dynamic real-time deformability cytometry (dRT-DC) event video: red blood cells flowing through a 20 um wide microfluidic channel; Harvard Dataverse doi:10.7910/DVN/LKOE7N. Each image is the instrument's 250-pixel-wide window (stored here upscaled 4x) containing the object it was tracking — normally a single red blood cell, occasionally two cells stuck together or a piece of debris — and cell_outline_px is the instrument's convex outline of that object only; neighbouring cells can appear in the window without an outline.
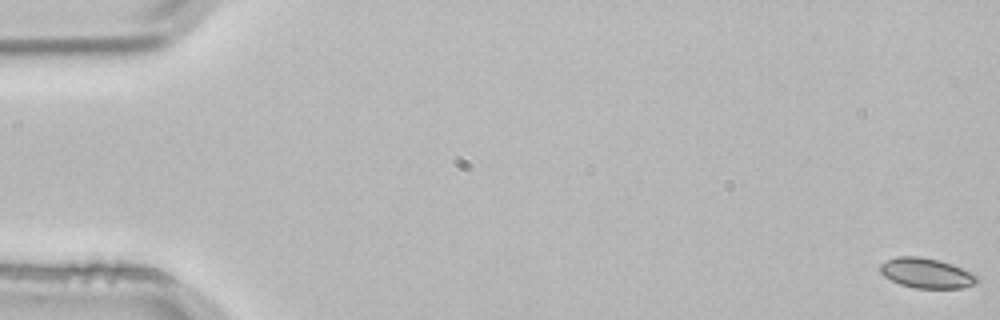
{"species": "common noctule bat (a hibernating species)", "species_latin": "Nyctalus noctula", "temperature_condition": "room temperature", "stored_images_in_passage": 6, "camera_frame_rate_fps": 3000, "um_per_image_px": 0.085, "animal": {"sex": "male", "body_mass_g": 21.5, "forearm_length_mm": 52.0}, "frame": {"image": 1, "passage_image": 1, "time_ms": 0.0, "image_size_px": [1000, 320], "cell_outline_px": [[980, 280], [972, 284], [960, 288], [916, 288], [900, 284], [884, 276], [880, 272], [880, 264], [896, 256], [920, 256], [940, 260], [952, 264], [976, 276]], "centroid_in_image_um": [78.71, 23.2], "position_along_channel_um": 6.3, "area_um2": 16.7}}